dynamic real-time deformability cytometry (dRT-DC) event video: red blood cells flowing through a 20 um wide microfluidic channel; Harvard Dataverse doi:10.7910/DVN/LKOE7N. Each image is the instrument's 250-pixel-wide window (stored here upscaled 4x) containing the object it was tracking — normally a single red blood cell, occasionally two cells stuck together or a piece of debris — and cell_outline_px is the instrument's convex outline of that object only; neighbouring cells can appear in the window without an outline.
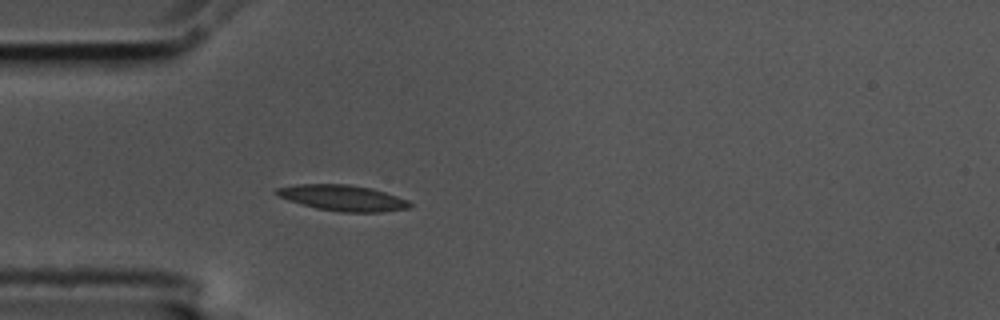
{"species": "common noctule bat (a hibernating species)", "species_latin": "Nyctalus noctula", "temperature_condition": "cold", "stored_images_in_passage": 1, "camera_frame_rate_fps": 3000, "um_per_image_px": 0.085, "animal": {"sex": "male", "body_mass_g": 17.5, "forearm_length_mm": 52.3}, "frame": {"image": 1, "passage_image": 1, "time_ms": 0.0, "image_size_px": [1000, 320], "cell_outline_px": [[412, 204], [408, 208], [380, 212], [340, 212], [316, 208], [288, 200], [276, 196], [276, 188], [296, 184], [348, 184], [372, 188], [408, 200]], "centroid_in_image_um": [29.1, 16.82], "position_along_channel_um": 55.9, "area_um2": 20.0}}